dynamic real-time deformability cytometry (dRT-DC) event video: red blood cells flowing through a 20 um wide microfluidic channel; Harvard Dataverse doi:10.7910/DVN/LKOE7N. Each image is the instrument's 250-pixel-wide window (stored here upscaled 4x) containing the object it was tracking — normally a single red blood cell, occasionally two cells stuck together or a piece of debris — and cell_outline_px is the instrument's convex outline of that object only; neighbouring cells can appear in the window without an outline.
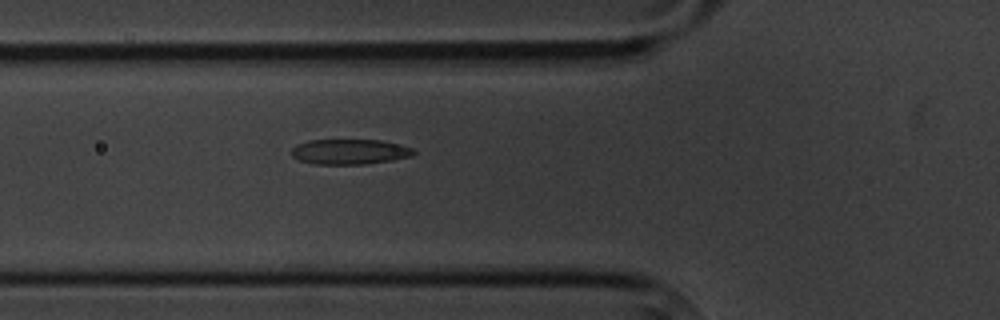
{"species": "common noctule bat (a hibernating species)", "species_latin": "Nyctalus noctula", "temperature_condition": "cold", "stored_images_in_passage": 3, "camera_frame_rate_fps": 3000, "um_per_image_px": 0.085, "animal": {"sex": "male", "body_mass_g": 20.1, "forearm_length_mm": 53.5}, "frame": {"image": 1, "passage_image": 3, "time_ms": 2.333, "image_size_px": [1000, 320], "cell_outline_px": [[416, 152], [412, 156], [392, 160], [364, 164], [312, 164], [300, 160], [292, 156], [292, 148], [296, 144], [308, 140], [380, 140], [412, 148]], "centroid_in_image_um": [29.69, 12.9], "position_along_channel_um": 96.1, "area_um2": 17.86}}